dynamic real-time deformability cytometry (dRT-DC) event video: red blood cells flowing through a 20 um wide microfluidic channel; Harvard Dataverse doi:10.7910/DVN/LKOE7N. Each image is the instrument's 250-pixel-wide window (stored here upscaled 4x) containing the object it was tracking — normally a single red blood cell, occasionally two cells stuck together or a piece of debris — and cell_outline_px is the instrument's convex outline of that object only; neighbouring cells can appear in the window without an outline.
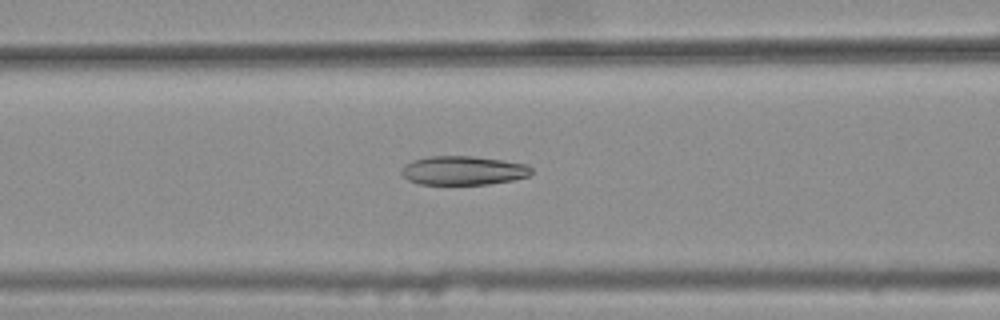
{"species": "common noctule bat (a hibernating species)", "species_latin": "Nyctalus noctula", "temperature_condition": "warm", "stored_images_in_passage": 45, "camera_frame_rate_fps": 3000, "um_per_image_px": 0.085, "animal": {"sex": "female", "body_mass_g": 25.1}, "frame": {"image": 1, "passage_image": 21, "time_ms": 6.667, "image_size_px": [1000, 320], "cell_outline_px": [[532, 172], [528, 176], [512, 180], [488, 184], [420, 184], [408, 180], [400, 172], [404, 164], [412, 160], [428, 156], [472, 156], [528, 164], [532, 168]], "centroid_in_image_um": [39.35, 14.49], "position_along_channel_um": 127.2, "area_um2": 21.91}}
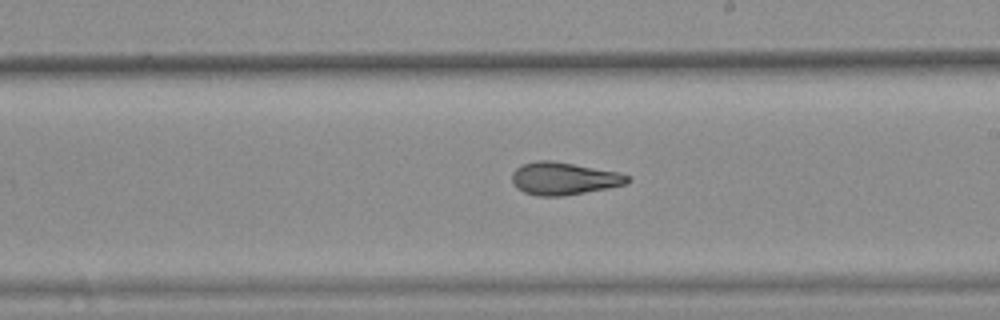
{"frame": {"image": 2, "passage_image": 30, "time_ms": 9.667, "image_size_px": [1000, 320], "cell_outline_px": [[632, 180], [628, 184], [608, 188], [564, 196], [536, 196], [524, 192], [516, 188], [512, 180], [512, 172], [520, 164], [536, 160], [552, 160], [620, 172], [628, 176]], "centroid_in_image_um": [47.92, 15.17], "position_along_channel_um": 241.1, "area_um2": 22.25}}
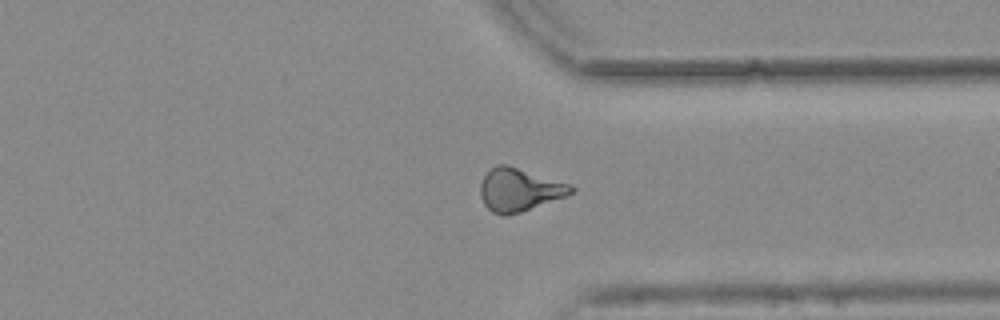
{"frame": {"image": 3, "passage_image": 40, "time_ms": 13.0, "image_size_px": [1000, 320], "cell_outline_px": [[576, 188], [568, 196], [520, 212], [504, 216], [492, 212], [484, 204], [480, 196], [480, 184], [488, 168], [496, 164], [508, 164], [572, 184]], "centroid_in_image_um": [44.14, 16.11], "position_along_channel_um": 367.3, "area_um2": 23.12}, "authors_computed_cell_mechanics": {"area_um2": 22.4264, "velocity_mm_per_s": 3.8044, "shape_relaxation_time_tau1_ms": null, "shape_relaxation_time_tau2_ms": 2.2319, "deformation_change_tau1": null, "deformation_change_tau2": 0.104}}